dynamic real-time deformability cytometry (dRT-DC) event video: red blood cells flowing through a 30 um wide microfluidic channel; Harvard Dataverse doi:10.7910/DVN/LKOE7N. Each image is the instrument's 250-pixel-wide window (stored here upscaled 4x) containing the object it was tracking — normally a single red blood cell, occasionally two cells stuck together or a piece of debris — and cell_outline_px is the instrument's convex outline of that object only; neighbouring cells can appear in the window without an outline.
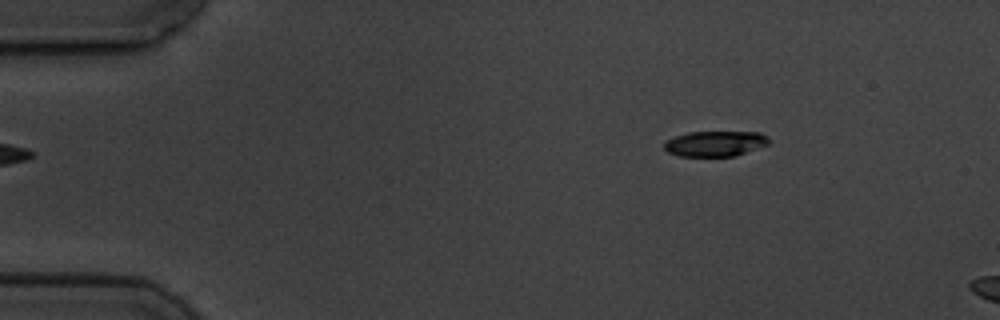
{"species": "common noctule bat (a hibernating species)", "species_latin": "Nyctalus noctula", "temperature_condition": "cold", "stored_images_in_passage": 4, "camera_frame_rate_fps": 3000, "um_per_image_px": 0.085, "animal": {"sex": "male", "body_mass_g": 19.5, "forearm_length_mm": 54.6}, "frame": {"image": 1, "passage_image": 2, "time_ms": 1.333, "image_size_px": [1000, 320], "cell_outline_px": [[768, 144], [736, 156], [676, 156], [668, 152], [664, 148], [664, 144], [668, 140], [676, 136], [688, 132], [760, 132], [768, 136]], "centroid_in_image_um": [60.79, 12.21], "position_along_channel_um": 24.2, "area_um2": 15.43}}